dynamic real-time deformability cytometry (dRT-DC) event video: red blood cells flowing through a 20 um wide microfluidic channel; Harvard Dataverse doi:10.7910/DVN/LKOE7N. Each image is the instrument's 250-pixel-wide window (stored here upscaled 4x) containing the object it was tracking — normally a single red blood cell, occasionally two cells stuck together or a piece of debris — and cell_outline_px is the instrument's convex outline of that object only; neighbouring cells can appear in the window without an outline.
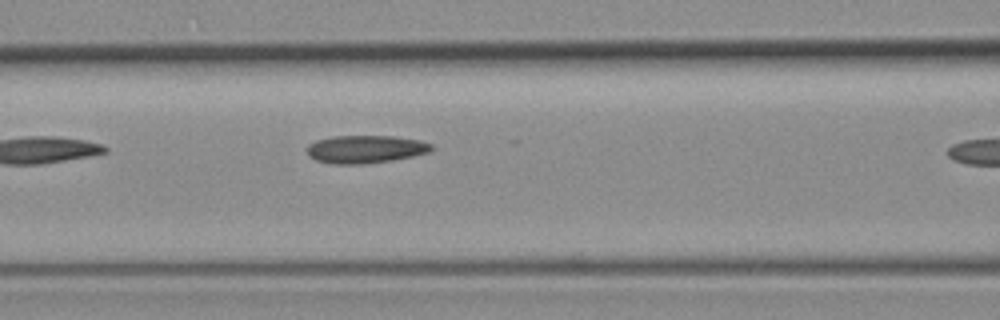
{"species": "common noctule bat (a hibernating species)", "species_latin": "Nyctalus noctula", "temperature_condition": "room temperature", "stored_images_in_passage": 6, "segment_of_instrument_passage": [1, 2], "camera_frame_rate_fps": 3000, "um_per_image_px": 0.085, "animal": {"sex": "female", "body_mass_g": 19.3, "forearm_length_mm": 54.1}, "frame": {"image": 1, "passage_image": 5, "time_ms": 4.667, "image_size_px": [1000, 320], "cell_outline_px": [[432, 148], [428, 152], [412, 156], [392, 160], [364, 164], [332, 164], [316, 160], [308, 156], [308, 144], [316, 140], [332, 136], [392, 136], [420, 140], [432, 144]], "centroid_in_image_um": [31.03, 12.68], "position_along_channel_um": 135.6, "area_um2": 20.17}}